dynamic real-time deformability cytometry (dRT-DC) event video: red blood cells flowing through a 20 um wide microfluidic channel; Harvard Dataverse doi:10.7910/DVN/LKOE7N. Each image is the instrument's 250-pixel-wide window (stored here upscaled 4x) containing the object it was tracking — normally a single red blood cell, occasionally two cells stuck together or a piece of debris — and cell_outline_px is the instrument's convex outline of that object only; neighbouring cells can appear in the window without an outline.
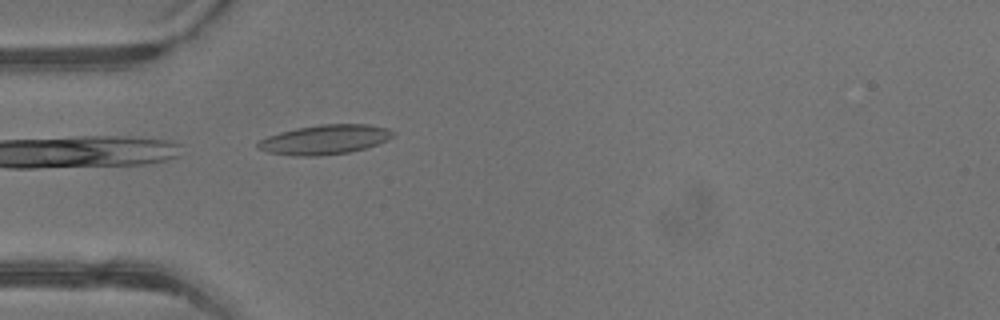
{"species": "common noctule bat (a hibernating species)", "species_latin": "Nyctalus noctula", "temperature_condition": "warm", "stored_images_in_passage": 12, "camera_frame_rate_fps": 3000, "um_per_image_px": 0.085, "animal": {"sex": "male", "body_mass_g": 13.3}, "frame": {"image": 1, "passage_image": 12, "time_ms": 3.667, "image_size_px": [1000, 320], "cell_outline_px": [[396, 132], [388, 140], [364, 148], [348, 152], [320, 156], [292, 156], [268, 152], [256, 148], [256, 144], [260, 140], [268, 136], [280, 132], [296, 128], [320, 124], [368, 124], [388, 128]], "centroid_in_image_um": [27.59, 11.86], "position_along_channel_um": 57.4, "area_um2": 23.29}}